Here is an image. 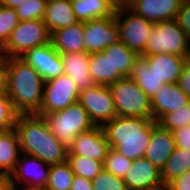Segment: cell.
I'll list each match as a JSON object with an SVG mask.
<instances>
[{"mask_svg":"<svg viewBox=\"0 0 190 190\" xmlns=\"http://www.w3.org/2000/svg\"><path fill=\"white\" fill-rule=\"evenodd\" d=\"M14 129L22 153L35 156L48 165L67 161L68 147L51 132L42 116L18 114Z\"/></svg>","mask_w":190,"mask_h":190,"instance_id":"1","label":"cell"},{"mask_svg":"<svg viewBox=\"0 0 190 190\" xmlns=\"http://www.w3.org/2000/svg\"><path fill=\"white\" fill-rule=\"evenodd\" d=\"M7 94L18 114H36L42 105L45 80L21 57L3 58Z\"/></svg>","mask_w":190,"mask_h":190,"instance_id":"2","label":"cell"},{"mask_svg":"<svg viewBox=\"0 0 190 190\" xmlns=\"http://www.w3.org/2000/svg\"><path fill=\"white\" fill-rule=\"evenodd\" d=\"M153 122L152 118L116 116L103 129L110 148L133 161L144 157Z\"/></svg>","mask_w":190,"mask_h":190,"instance_id":"3","label":"cell"},{"mask_svg":"<svg viewBox=\"0 0 190 190\" xmlns=\"http://www.w3.org/2000/svg\"><path fill=\"white\" fill-rule=\"evenodd\" d=\"M190 36L175 19L155 23L140 56L175 54L190 59Z\"/></svg>","mask_w":190,"mask_h":190,"instance_id":"4","label":"cell"},{"mask_svg":"<svg viewBox=\"0 0 190 190\" xmlns=\"http://www.w3.org/2000/svg\"><path fill=\"white\" fill-rule=\"evenodd\" d=\"M39 116L44 118L51 132L66 147L71 145L77 135L95 127L78 101L63 110Z\"/></svg>","mask_w":190,"mask_h":190,"instance_id":"5","label":"cell"},{"mask_svg":"<svg viewBox=\"0 0 190 190\" xmlns=\"http://www.w3.org/2000/svg\"><path fill=\"white\" fill-rule=\"evenodd\" d=\"M117 116L152 118L151 99L130 77L109 86Z\"/></svg>","mask_w":190,"mask_h":190,"instance_id":"6","label":"cell"},{"mask_svg":"<svg viewBox=\"0 0 190 190\" xmlns=\"http://www.w3.org/2000/svg\"><path fill=\"white\" fill-rule=\"evenodd\" d=\"M50 36L43 20L20 21L1 48L2 57H22L28 50L50 43Z\"/></svg>","mask_w":190,"mask_h":190,"instance_id":"7","label":"cell"},{"mask_svg":"<svg viewBox=\"0 0 190 190\" xmlns=\"http://www.w3.org/2000/svg\"><path fill=\"white\" fill-rule=\"evenodd\" d=\"M80 91L75 82L66 74L46 80L42 105L37 115L52 114L78 101Z\"/></svg>","mask_w":190,"mask_h":190,"instance_id":"8","label":"cell"},{"mask_svg":"<svg viewBox=\"0 0 190 190\" xmlns=\"http://www.w3.org/2000/svg\"><path fill=\"white\" fill-rule=\"evenodd\" d=\"M128 10L127 6L115 10V20L119 27L120 41L140 56L144 52L146 42L155 23L133 11L129 13L130 15L127 18L121 21L123 14L128 13Z\"/></svg>","mask_w":190,"mask_h":190,"instance_id":"9","label":"cell"},{"mask_svg":"<svg viewBox=\"0 0 190 190\" xmlns=\"http://www.w3.org/2000/svg\"><path fill=\"white\" fill-rule=\"evenodd\" d=\"M78 102L87 111L94 126L103 127L117 116L109 86L94 85L81 90Z\"/></svg>","mask_w":190,"mask_h":190,"instance_id":"10","label":"cell"},{"mask_svg":"<svg viewBox=\"0 0 190 190\" xmlns=\"http://www.w3.org/2000/svg\"><path fill=\"white\" fill-rule=\"evenodd\" d=\"M85 52H102L108 46L120 41L119 27L115 20V13L111 17L94 19L85 22L84 31Z\"/></svg>","mask_w":190,"mask_h":190,"instance_id":"11","label":"cell"},{"mask_svg":"<svg viewBox=\"0 0 190 190\" xmlns=\"http://www.w3.org/2000/svg\"><path fill=\"white\" fill-rule=\"evenodd\" d=\"M110 150V144L102 126L80 133L68 147L67 156H81L101 162Z\"/></svg>","mask_w":190,"mask_h":190,"instance_id":"12","label":"cell"},{"mask_svg":"<svg viewBox=\"0 0 190 190\" xmlns=\"http://www.w3.org/2000/svg\"><path fill=\"white\" fill-rule=\"evenodd\" d=\"M123 180L128 190H165L161 170L145 157L132 161Z\"/></svg>","mask_w":190,"mask_h":190,"instance_id":"13","label":"cell"},{"mask_svg":"<svg viewBox=\"0 0 190 190\" xmlns=\"http://www.w3.org/2000/svg\"><path fill=\"white\" fill-rule=\"evenodd\" d=\"M46 81L64 74L60 53L50 43L28 50L22 57Z\"/></svg>","mask_w":190,"mask_h":190,"instance_id":"14","label":"cell"},{"mask_svg":"<svg viewBox=\"0 0 190 190\" xmlns=\"http://www.w3.org/2000/svg\"><path fill=\"white\" fill-rule=\"evenodd\" d=\"M29 156L30 157H28L26 154H23L22 158H24L26 161H21L20 159H18L16 167L9 177L10 184L12 185L14 190H16L15 183L18 181L21 182V179L23 180V182L28 184L23 188V190L36 187H46L47 185L50 165L46 164L35 156ZM29 171H31L30 174Z\"/></svg>","mask_w":190,"mask_h":190,"instance_id":"15","label":"cell"},{"mask_svg":"<svg viewBox=\"0 0 190 190\" xmlns=\"http://www.w3.org/2000/svg\"><path fill=\"white\" fill-rule=\"evenodd\" d=\"M184 0H130L129 11L158 23L175 19Z\"/></svg>","mask_w":190,"mask_h":190,"instance_id":"16","label":"cell"},{"mask_svg":"<svg viewBox=\"0 0 190 190\" xmlns=\"http://www.w3.org/2000/svg\"><path fill=\"white\" fill-rule=\"evenodd\" d=\"M175 148V140L172 132L164 129L154 121L151 125V137L144 153V157L151 164L162 170Z\"/></svg>","mask_w":190,"mask_h":190,"instance_id":"17","label":"cell"},{"mask_svg":"<svg viewBox=\"0 0 190 190\" xmlns=\"http://www.w3.org/2000/svg\"><path fill=\"white\" fill-rule=\"evenodd\" d=\"M190 102L177 83L164 84L151 98L152 119L157 122L163 115L176 112Z\"/></svg>","mask_w":190,"mask_h":190,"instance_id":"18","label":"cell"},{"mask_svg":"<svg viewBox=\"0 0 190 190\" xmlns=\"http://www.w3.org/2000/svg\"><path fill=\"white\" fill-rule=\"evenodd\" d=\"M154 75L165 84L177 83L187 57L175 54H157L143 56Z\"/></svg>","mask_w":190,"mask_h":190,"instance_id":"19","label":"cell"},{"mask_svg":"<svg viewBox=\"0 0 190 190\" xmlns=\"http://www.w3.org/2000/svg\"><path fill=\"white\" fill-rule=\"evenodd\" d=\"M84 31L85 22L78 21L76 24L53 31L50 42L60 54L85 52Z\"/></svg>","mask_w":190,"mask_h":190,"instance_id":"20","label":"cell"},{"mask_svg":"<svg viewBox=\"0 0 190 190\" xmlns=\"http://www.w3.org/2000/svg\"><path fill=\"white\" fill-rule=\"evenodd\" d=\"M60 55L63 61L64 74L76 83L79 91L95 85L89 72V53L78 52Z\"/></svg>","mask_w":190,"mask_h":190,"instance_id":"21","label":"cell"},{"mask_svg":"<svg viewBox=\"0 0 190 190\" xmlns=\"http://www.w3.org/2000/svg\"><path fill=\"white\" fill-rule=\"evenodd\" d=\"M112 63V84L122 77H130L135 60L139 55L119 41L103 50Z\"/></svg>","mask_w":190,"mask_h":190,"instance_id":"22","label":"cell"},{"mask_svg":"<svg viewBox=\"0 0 190 190\" xmlns=\"http://www.w3.org/2000/svg\"><path fill=\"white\" fill-rule=\"evenodd\" d=\"M21 151L14 128L0 132V177L9 178L13 173Z\"/></svg>","mask_w":190,"mask_h":190,"instance_id":"23","label":"cell"},{"mask_svg":"<svg viewBox=\"0 0 190 190\" xmlns=\"http://www.w3.org/2000/svg\"><path fill=\"white\" fill-rule=\"evenodd\" d=\"M50 34L78 22L74 15L71 0H48L43 19Z\"/></svg>","mask_w":190,"mask_h":190,"instance_id":"24","label":"cell"},{"mask_svg":"<svg viewBox=\"0 0 190 190\" xmlns=\"http://www.w3.org/2000/svg\"><path fill=\"white\" fill-rule=\"evenodd\" d=\"M71 4L79 22L111 17L116 10L107 0H71Z\"/></svg>","mask_w":190,"mask_h":190,"instance_id":"25","label":"cell"},{"mask_svg":"<svg viewBox=\"0 0 190 190\" xmlns=\"http://www.w3.org/2000/svg\"><path fill=\"white\" fill-rule=\"evenodd\" d=\"M130 78L135 81L150 99L153 98L165 84L150 71L149 65L143 56H139L135 60Z\"/></svg>","mask_w":190,"mask_h":190,"instance_id":"26","label":"cell"},{"mask_svg":"<svg viewBox=\"0 0 190 190\" xmlns=\"http://www.w3.org/2000/svg\"><path fill=\"white\" fill-rule=\"evenodd\" d=\"M190 170V149L183 150L175 148L172 155L167 159L166 164L161 170L164 186L174 178L181 176Z\"/></svg>","mask_w":190,"mask_h":190,"instance_id":"27","label":"cell"},{"mask_svg":"<svg viewBox=\"0 0 190 190\" xmlns=\"http://www.w3.org/2000/svg\"><path fill=\"white\" fill-rule=\"evenodd\" d=\"M89 72L95 85L110 86L112 84V63L110 57L103 51L90 54Z\"/></svg>","mask_w":190,"mask_h":190,"instance_id":"28","label":"cell"},{"mask_svg":"<svg viewBox=\"0 0 190 190\" xmlns=\"http://www.w3.org/2000/svg\"><path fill=\"white\" fill-rule=\"evenodd\" d=\"M74 176L71 166L67 161L50 165L46 187L51 190H70Z\"/></svg>","mask_w":190,"mask_h":190,"instance_id":"29","label":"cell"},{"mask_svg":"<svg viewBox=\"0 0 190 190\" xmlns=\"http://www.w3.org/2000/svg\"><path fill=\"white\" fill-rule=\"evenodd\" d=\"M67 162L70 164L74 175L82 176L91 181L103 169L101 162L81 156H67Z\"/></svg>","mask_w":190,"mask_h":190,"instance_id":"30","label":"cell"},{"mask_svg":"<svg viewBox=\"0 0 190 190\" xmlns=\"http://www.w3.org/2000/svg\"><path fill=\"white\" fill-rule=\"evenodd\" d=\"M157 123L169 131H175L180 127L190 125V102L184 107L179 108L176 112L163 115Z\"/></svg>","mask_w":190,"mask_h":190,"instance_id":"31","label":"cell"},{"mask_svg":"<svg viewBox=\"0 0 190 190\" xmlns=\"http://www.w3.org/2000/svg\"><path fill=\"white\" fill-rule=\"evenodd\" d=\"M131 164L132 160L127 159L115 149L110 148L105 157L103 168L113 175L123 179L130 169Z\"/></svg>","mask_w":190,"mask_h":190,"instance_id":"32","label":"cell"},{"mask_svg":"<svg viewBox=\"0 0 190 190\" xmlns=\"http://www.w3.org/2000/svg\"><path fill=\"white\" fill-rule=\"evenodd\" d=\"M48 0H26L15 9L19 21L43 20Z\"/></svg>","mask_w":190,"mask_h":190,"instance_id":"33","label":"cell"},{"mask_svg":"<svg viewBox=\"0 0 190 190\" xmlns=\"http://www.w3.org/2000/svg\"><path fill=\"white\" fill-rule=\"evenodd\" d=\"M19 22L15 9L0 5V48L8 41Z\"/></svg>","mask_w":190,"mask_h":190,"instance_id":"34","label":"cell"},{"mask_svg":"<svg viewBox=\"0 0 190 190\" xmlns=\"http://www.w3.org/2000/svg\"><path fill=\"white\" fill-rule=\"evenodd\" d=\"M92 185L93 190H128L122 178L113 175L104 168L92 180Z\"/></svg>","mask_w":190,"mask_h":190,"instance_id":"35","label":"cell"},{"mask_svg":"<svg viewBox=\"0 0 190 190\" xmlns=\"http://www.w3.org/2000/svg\"><path fill=\"white\" fill-rule=\"evenodd\" d=\"M17 115L8 94L0 95V130L14 128Z\"/></svg>","mask_w":190,"mask_h":190,"instance_id":"36","label":"cell"},{"mask_svg":"<svg viewBox=\"0 0 190 190\" xmlns=\"http://www.w3.org/2000/svg\"><path fill=\"white\" fill-rule=\"evenodd\" d=\"M175 20L179 27L190 36V0L183 1Z\"/></svg>","mask_w":190,"mask_h":190,"instance_id":"37","label":"cell"},{"mask_svg":"<svg viewBox=\"0 0 190 190\" xmlns=\"http://www.w3.org/2000/svg\"><path fill=\"white\" fill-rule=\"evenodd\" d=\"M175 146L183 150L190 149V126L180 127L172 131Z\"/></svg>","mask_w":190,"mask_h":190,"instance_id":"38","label":"cell"},{"mask_svg":"<svg viewBox=\"0 0 190 190\" xmlns=\"http://www.w3.org/2000/svg\"><path fill=\"white\" fill-rule=\"evenodd\" d=\"M165 190H190V170L170 181Z\"/></svg>","mask_w":190,"mask_h":190,"instance_id":"39","label":"cell"},{"mask_svg":"<svg viewBox=\"0 0 190 190\" xmlns=\"http://www.w3.org/2000/svg\"><path fill=\"white\" fill-rule=\"evenodd\" d=\"M177 84L190 99V59L183 65Z\"/></svg>","mask_w":190,"mask_h":190,"instance_id":"40","label":"cell"},{"mask_svg":"<svg viewBox=\"0 0 190 190\" xmlns=\"http://www.w3.org/2000/svg\"><path fill=\"white\" fill-rule=\"evenodd\" d=\"M70 190H93L92 181L75 175Z\"/></svg>","mask_w":190,"mask_h":190,"instance_id":"41","label":"cell"},{"mask_svg":"<svg viewBox=\"0 0 190 190\" xmlns=\"http://www.w3.org/2000/svg\"><path fill=\"white\" fill-rule=\"evenodd\" d=\"M7 93L6 68L4 61L0 62V95Z\"/></svg>","mask_w":190,"mask_h":190,"instance_id":"42","label":"cell"},{"mask_svg":"<svg viewBox=\"0 0 190 190\" xmlns=\"http://www.w3.org/2000/svg\"><path fill=\"white\" fill-rule=\"evenodd\" d=\"M26 0H0V5L16 9Z\"/></svg>","mask_w":190,"mask_h":190,"instance_id":"43","label":"cell"},{"mask_svg":"<svg viewBox=\"0 0 190 190\" xmlns=\"http://www.w3.org/2000/svg\"><path fill=\"white\" fill-rule=\"evenodd\" d=\"M0 190H14L10 184L9 178L0 177Z\"/></svg>","mask_w":190,"mask_h":190,"instance_id":"44","label":"cell"},{"mask_svg":"<svg viewBox=\"0 0 190 190\" xmlns=\"http://www.w3.org/2000/svg\"><path fill=\"white\" fill-rule=\"evenodd\" d=\"M107 1L117 9L128 6L130 0H107Z\"/></svg>","mask_w":190,"mask_h":190,"instance_id":"45","label":"cell"},{"mask_svg":"<svg viewBox=\"0 0 190 190\" xmlns=\"http://www.w3.org/2000/svg\"><path fill=\"white\" fill-rule=\"evenodd\" d=\"M27 190H51L47 187H36V188H32V189H27Z\"/></svg>","mask_w":190,"mask_h":190,"instance_id":"46","label":"cell"},{"mask_svg":"<svg viewBox=\"0 0 190 190\" xmlns=\"http://www.w3.org/2000/svg\"><path fill=\"white\" fill-rule=\"evenodd\" d=\"M3 57H2V54H1V48H0V62L2 61Z\"/></svg>","mask_w":190,"mask_h":190,"instance_id":"47","label":"cell"}]
</instances>
